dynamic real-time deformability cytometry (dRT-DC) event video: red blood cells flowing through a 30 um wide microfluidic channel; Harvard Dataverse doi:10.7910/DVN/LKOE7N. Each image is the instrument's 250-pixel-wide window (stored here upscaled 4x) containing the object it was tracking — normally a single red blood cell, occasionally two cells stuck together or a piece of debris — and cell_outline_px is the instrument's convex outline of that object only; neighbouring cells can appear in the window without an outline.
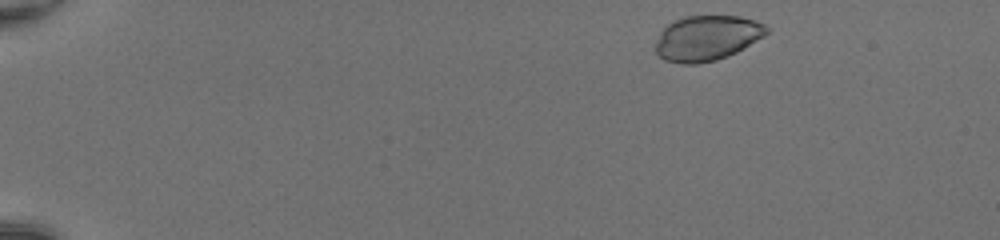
{"species": "common noctule bat (a hibernating species)", "species_latin": "Nyctalus noctula", "temperature_condition": "room temperature", "stored_images_in_passage": 45, "camera_frame_rate_fps": 3000, "um_per_image_px": 0.085, "animal": {"sex": "female", "body_mass_g": 20.0, "forearm_length_mm": 54.0}, "frame": {"image": 1, "passage_image": 2, "time_ms": 0.333, "image_size_px": [1000, 240], "cell_outline_px": [[768, 32], [764, 36], [736, 52], [716, 60], [696, 64], [680, 64], [664, 60], [656, 52], [656, 40], [660, 32], [668, 24], [684, 16], [740, 16], [764, 24], [768, 28]], "centroid_in_image_um": [60.07, 3.24], "position_along_channel_um": 24.9, "area_um2": 29.07}}
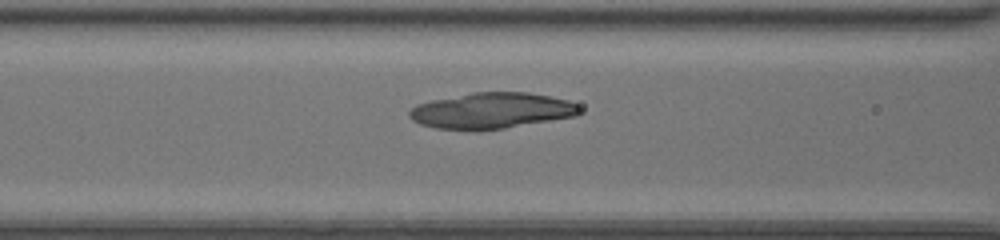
{"frame": {"image": 2, "passage_image": 18, "time_ms": 5.667, "image_size_px": [1000, 240], "cell_outline_px": [[580, 112], [576, 116], [504, 128], [436, 128], [420, 124], [412, 120], [408, 116], [408, 112], [416, 104], [432, 100], [472, 92], [528, 92], [568, 100], [576, 104], [580, 108]], "centroid_in_image_um": [41.79, 9.38], "position_along_channel_um": 124.8, "area_um2": 34.97}}
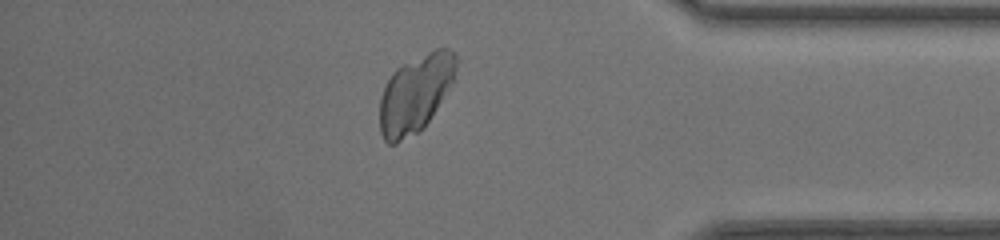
{"frame": {"image": 3, "passage_image": 39, "time_ms": 12.667, "image_size_px": [1000, 240], "cell_outline_px": [[460, 60], [452, 80], [436, 108], [424, 128], [396, 144], [388, 144], [384, 140], [380, 132], [380, 96], [392, 72], [396, 68], [436, 48], [448, 48]], "centroid_in_image_um": [35.29, 7.97], "position_along_channel_um": 399.9, "area_um2": 34.1}}